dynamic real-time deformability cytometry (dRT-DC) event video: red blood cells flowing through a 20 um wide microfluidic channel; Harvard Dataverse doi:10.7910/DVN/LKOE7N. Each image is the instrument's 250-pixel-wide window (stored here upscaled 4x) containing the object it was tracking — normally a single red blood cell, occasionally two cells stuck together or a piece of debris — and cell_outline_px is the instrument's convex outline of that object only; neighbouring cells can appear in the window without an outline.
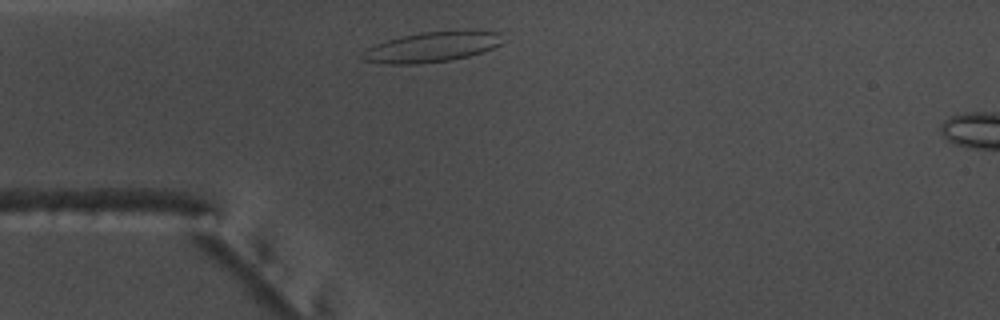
{"species": "common noctule bat (a hibernating species)", "species_latin": "Nyctalus noctula", "temperature_condition": "warm", "stored_images_in_passage": 30, "camera_frame_rate_fps": 3000, "um_per_image_px": 0.085, "animal": {"sex": "male", "body_mass_g": 17.5, "forearm_length_mm": 52.3}, "frame": {"image": 1, "passage_image": 2, "time_ms": 0.333, "image_size_px": [1000, 320], "cell_outline_px": [[500, 44], [484, 52], [452, 60], [416, 64], [388, 64], [364, 60], [360, 56], [368, 48], [376, 44], [400, 36], [420, 32], [464, 28], [500, 32]], "centroid_in_image_um": [36.76, 3.96], "position_along_channel_um": 48.2, "area_um2": 25.14}}
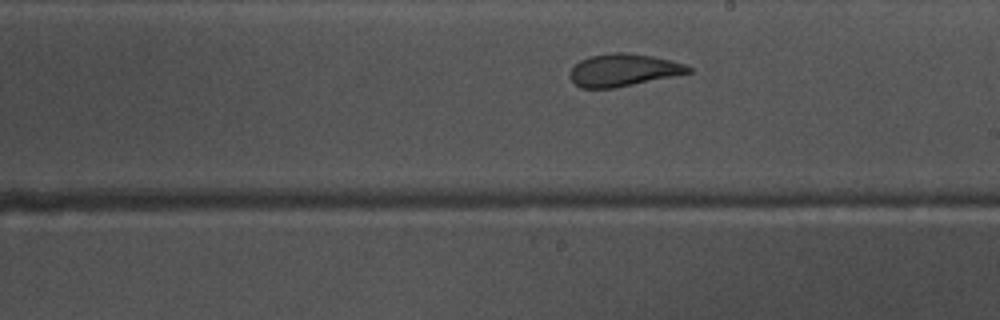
{"frame": {"image": 2, "passage_image": 18, "time_ms": 5.667, "image_size_px": [1000, 320], "cell_outline_px": [[692, 72], [612, 88], [580, 88], [568, 76], [568, 72], [580, 60], [592, 56], [612, 52], [624, 52], [652, 56], [684, 64], [692, 68]], "centroid_in_image_um": [52.93, 5.95], "position_along_channel_um": 236.1, "area_um2": 22.02}}
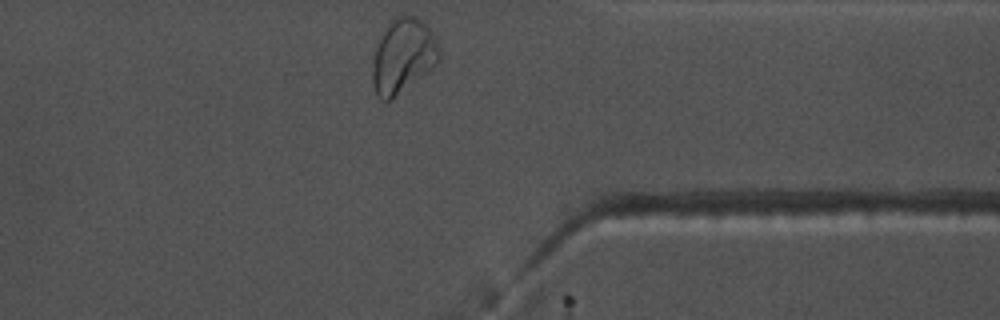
{"frame": {"image": 3, "passage_image": 30, "time_ms": 9.667, "image_size_px": [1000, 320], "cell_outline_px": [[440, 60], [392, 100], [380, 100], [376, 96], [372, 84], [372, 60], [380, 36], [384, 28], [396, 16], [416, 16], [432, 32], [440, 56]], "centroid_in_image_um": [34.2, 4.78], "position_along_channel_um": 377.2, "area_um2": 28.61}, "authors_computed_cell_mechanics": {"area_um2": 22.5131, "velocity_mm_per_s": 3.7255, "shape_relaxation_time_tau1_ms": null, "shape_relaxation_time_tau2_ms": 1.1785, "deformation_change_tau1": null, "deformation_change_tau2": 0.0874}}